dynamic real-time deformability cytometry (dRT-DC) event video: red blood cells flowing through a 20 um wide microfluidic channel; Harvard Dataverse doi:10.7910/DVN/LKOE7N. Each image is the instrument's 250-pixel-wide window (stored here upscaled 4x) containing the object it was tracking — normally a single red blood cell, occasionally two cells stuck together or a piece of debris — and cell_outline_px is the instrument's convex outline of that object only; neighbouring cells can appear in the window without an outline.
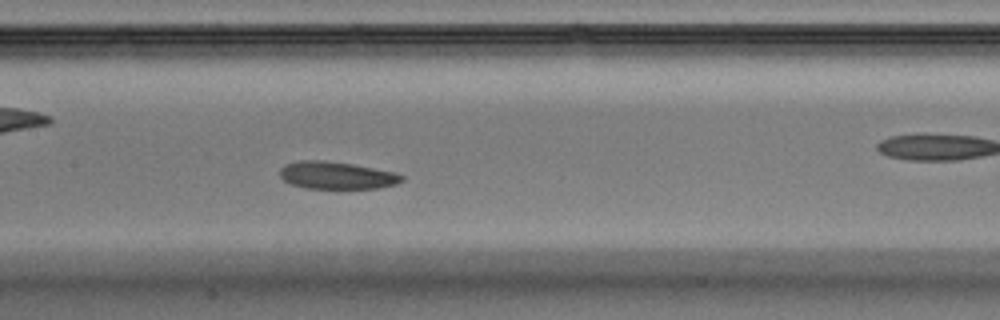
{"species": "Egyptian fruit bat (a non-hibernating species)", "species_latin": "Rousettus aegyptiacus", "temperature_condition": "warm", "stored_images_in_passage": 37, "camera_frame_rate_fps": 3000, "um_per_image_px": 0.085, "animal": {"sex": "male"}, "frame": {"image": 1, "passage_image": 16, "time_ms": 5.0, "image_size_px": [1000, 320], "cell_outline_px": [[404, 180], [396, 184], [380, 188], [336, 192], [304, 188], [292, 184], [284, 180], [280, 176], [280, 168], [284, 164], [300, 160], [324, 160], [352, 164], [396, 172], [404, 176]], "centroid_in_image_um": [28.64, 14.96], "position_along_channel_um": 178.8, "area_um2": 20.63}}